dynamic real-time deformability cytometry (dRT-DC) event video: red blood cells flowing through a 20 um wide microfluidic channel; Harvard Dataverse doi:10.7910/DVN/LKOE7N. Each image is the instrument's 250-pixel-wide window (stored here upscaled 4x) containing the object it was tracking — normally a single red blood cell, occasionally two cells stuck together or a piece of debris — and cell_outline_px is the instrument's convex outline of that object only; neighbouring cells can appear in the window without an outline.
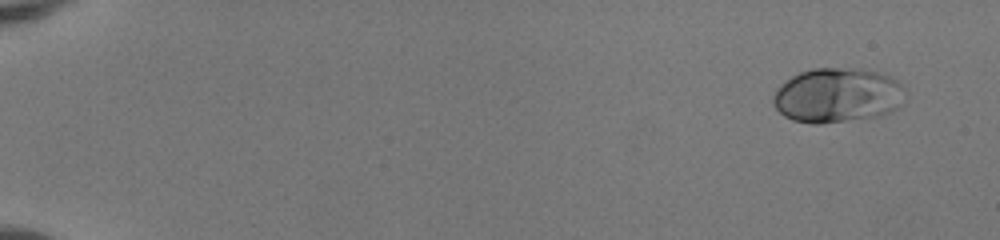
{"species": "human", "species_latin": "Homo sapiens", "temperature_condition": "room temperature", "stored_images_in_passage": 49, "camera_frame_rate_fps": 3000, "um_per_image_px": 0.085, "donor": {"sex": "female"}, "frame": {"image": 1, "passage_image": 1, "time_ms": 0.0, "image_size_px": [1000, 240], "cell_outline_px": [[908, 96], [896, 108], [888, 112], [876, 116], [820, 124], [812, 124], [792, 120], [784, 116], [772, 104], [772, 96], [780, 84], [792, 76], [800, 72], [812, 68], [836, 68], [876, 72], [900, 80]], "centroid_in_image_um": [71.16, 8.11], "position_along_channel_um": 13.8, "area_um2": 42.02}}
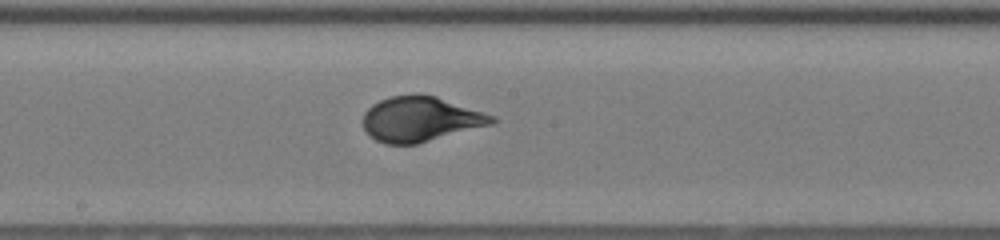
{"frame": {"image": 2, "passage_image": 28, "time_ms": 9.0, "image_size_px": [1000, 240], "cell_outline_px": [[496, 120], [492, 124], [416, 144], [384, 144], [376, 140], [364, 128], [364, 112], [372, 104], [380, 100], [392, 96], [436, 96], [496, 116]], "centroid_in_image_um": [35.75, 10.14], "position_along_channel_um": 212.5, "area_um2": 33.12}}
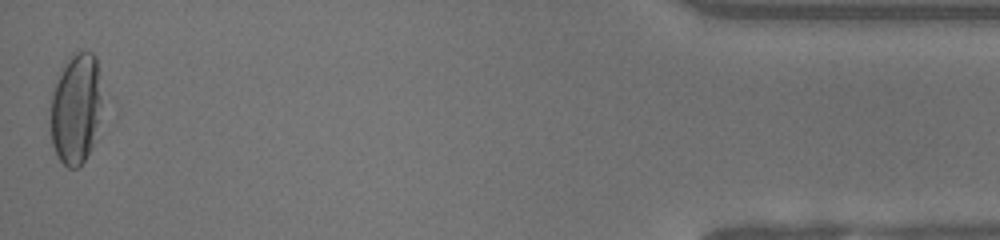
{"frame": {"image": 3, "passage_image": 49, "time_ms": 16.0, "image_size_px": [1000, 240], "cell_outline_px": [[100, 120], [92, 144], [84, 160], [76, 168], [68, 168], [56, 156], [52, 144], [48, 124], [48, 120], [52, 92], [68, 56], [72, 52], [92, 52], [96, 56], [100, 96]], "centroid_in_image_um": [6.39, 9.26], "position_along_channel_um": 428.8, "area_um2": 33.41}, "authors_computed_cell_mechanics": {"area_um2": 33.9286, "velocity_mm_per_s": 4.1053, "shape_relaxation_time_tau1_ms": 3.8241, "shape_relaxation_time_tau2_ms": null, "deformation_change_tau1": 0.1977, "deformation_change_tau2": null}}